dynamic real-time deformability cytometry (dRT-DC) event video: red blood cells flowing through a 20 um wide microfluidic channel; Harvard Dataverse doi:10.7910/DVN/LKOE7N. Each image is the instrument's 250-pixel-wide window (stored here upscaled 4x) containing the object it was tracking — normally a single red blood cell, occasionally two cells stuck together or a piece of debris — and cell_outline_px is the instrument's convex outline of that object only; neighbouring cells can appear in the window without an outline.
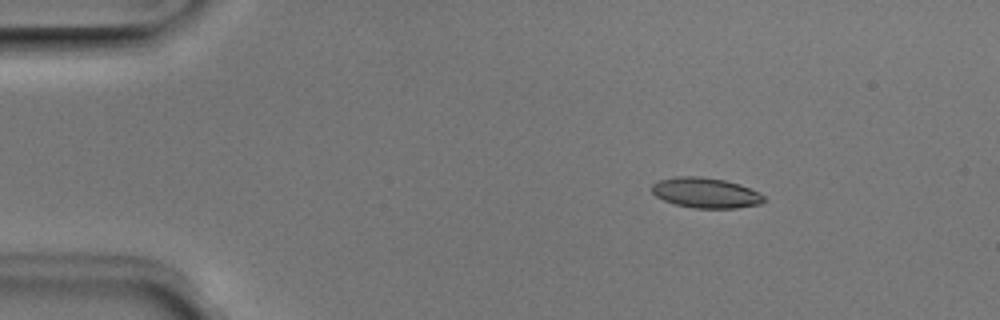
{"species": "Egyptian fruit bat (a non-hibernating species)", "species_latin": "Rousettus aegyptiacus", "temperature_condition": "room temperature", "stored_images_in_passage": 3, "camera_frame_rate_fps": 3000, "um_per_image_px": 0.085, "animal": {"sex": "male"}, "frame": {"image": 1, "passage_image": 2, "time_ms": 0.333, "image_size_px": [1000, 320], "cell_outline_px": [[768, 200], [760, 204], [736, 208], [696, 208], [676, 204], [664, 200], [656, 196], [652, 192], [652, 184], [660, 180], [676, 176], [700, 176], [724, 180], [740, 184], [760, 192]], "centroid_in_image_um": [60.03, 16.39], "position_along_channel_um": 25.0, "area_um2": 19.83}}